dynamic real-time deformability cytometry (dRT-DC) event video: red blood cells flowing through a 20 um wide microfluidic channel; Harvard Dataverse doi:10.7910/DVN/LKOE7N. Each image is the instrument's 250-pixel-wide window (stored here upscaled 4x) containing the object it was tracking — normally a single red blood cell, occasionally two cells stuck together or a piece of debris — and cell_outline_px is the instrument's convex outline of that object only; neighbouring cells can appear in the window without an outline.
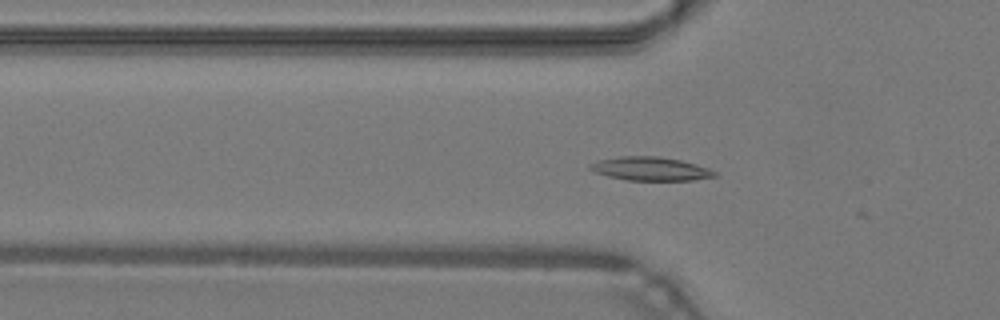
{"species": "common noctule bat (a hibernating species)", "species_latin": "Nyctalus noctula", "temperature_condition": "warm", "stored_images_in_passage": 27, "camera_frame_rate_fps": 3000, "um_per_image_px": 0.085, "animal": {"sex": "male", "body_mass_g": 19.2, "forearm_length_mm": 51.8}, "frame": {"image": 1, "passage_image": 16, "time_ms": 5.0, "image_size_px": [1000, 320], "cell_outline_px": [[716, 176], [692, 180], [628, 180], [608, 176], [596, 172], [588, 168], [588, 164], [600, 160], [620, 156], [660, 156], [680, 160], [696, 164], [708, 168], [716, 172]], "centroid_in_image_um": [55.28, 14.34], "position_along_channel_um": 70.5, "area_um2": 16.99}}
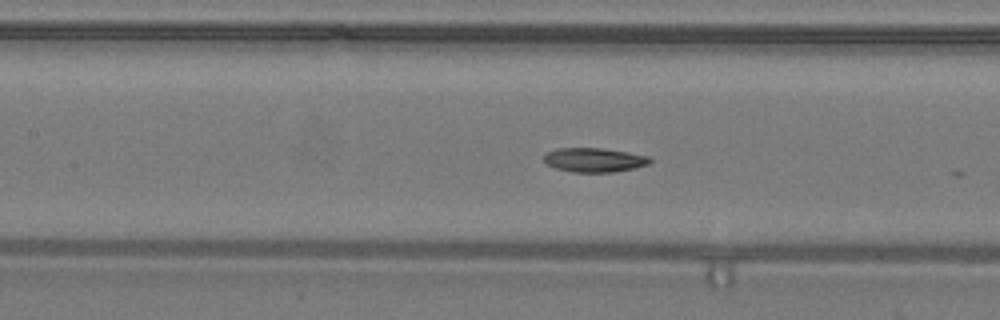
{"frame": {"image": 2, "passage_image": 22, "time_ms": 7.0, "image_size_px": [1000, 320], "cell_outline_px": [[652, 160], [648, 164], [616, 172], [572, 172], [556, 168], [548, 164], [544, 160], [544, 156], [548, 152], [556, 148], [600, 148], [628, 152], [652, 156]], "centroid_in_image_um": [50.54, 13.59], "position_along_channel_um": 156.9, "area_um2": 14.91}}
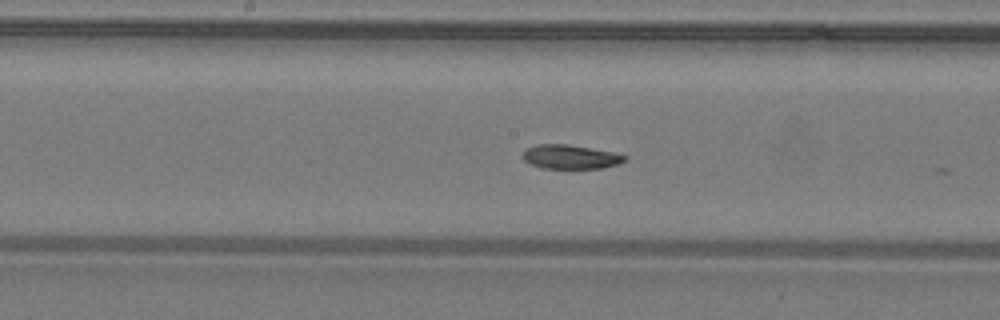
{"frame": {"image": 3, "passage_image": 25, "time_ms": 8.0, "image_size_px": [1000, 320], "cell_outline_px": [[628, 160], [616, 164], [600, 168], [544, 168], [528, 164], [524, 160], [524, 148], [536, 144], [568, 144], [612, 152], [628, 156]], "centroid_in_image_um": [48.46, 13.32], "position_along_channel_um": 199.7, "area_um2": 14.28}}